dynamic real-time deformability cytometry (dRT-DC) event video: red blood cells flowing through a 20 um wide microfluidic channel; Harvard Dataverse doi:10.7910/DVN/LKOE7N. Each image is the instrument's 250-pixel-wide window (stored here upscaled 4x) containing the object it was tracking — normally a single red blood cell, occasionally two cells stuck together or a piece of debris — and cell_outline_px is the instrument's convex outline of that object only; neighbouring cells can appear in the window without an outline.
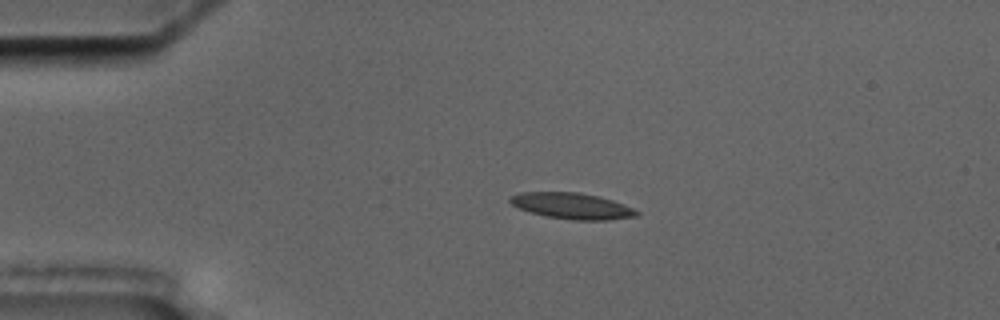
{"species": "common noctule bat (a hibernating species)", "species_latin": "Nyctalus noctula", "temperature_condition": "cold", "stored_images_in_passage": 4, "camera_frame_rate_fps": 3000, "um_per_image_px": 0.085, "animal": {"sex": "male", "body_mass_g": 17.5, "forearm_length_mm": 52.3}, "frame": {"image": 1, "passage_image": 3, "time_ms": 2.333, "image_size_px": [1000, 320], "cell_outline_px": [[640, 212], [636, 216], [608, 220], [572, 220], [548, 216], [532, 212], [520, 208], [512, 204], [508, 200], [512, 196], [520, 192], [580, 192], [600, 196], [612, 200], [632, 208]], "centroid_in_image_um": [48.64, 17.49], "position_along_channel_um": 36.4, "area_um2": 19.02}}